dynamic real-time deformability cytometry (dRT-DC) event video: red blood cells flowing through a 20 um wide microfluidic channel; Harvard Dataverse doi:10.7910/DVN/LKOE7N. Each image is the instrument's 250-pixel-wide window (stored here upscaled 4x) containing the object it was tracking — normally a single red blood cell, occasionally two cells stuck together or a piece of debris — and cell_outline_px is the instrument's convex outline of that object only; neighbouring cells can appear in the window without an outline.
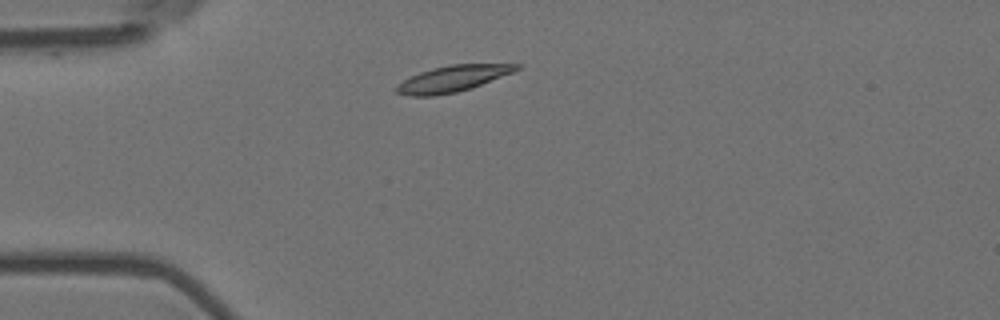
{"species": "Egyptian fruit bat (a non-hibernating species)", "species_latin": "Rousettus aegyptiacus", "temperature_condition": "room temperature", "stored_images_in_passage": 10, "camera_frame_rate_fps": 3000, "um_per_image_px": 0.085, "animal": {"sex": "female"}, "frame": {"image": 1, "passage_image": 1, "time_ms": 0.0, "image_size_px": [1000, 320], "cell_outline_px": [[520, 68], [512, 72], [472, 88], [456, 92], [432, 96], [412, 96], [396, 92], [396, 84], [420, 72], [432, 68], [448, 64], [520, 64]], "centroid_in_image_um": [38.46, 6.68], "position_along_channel_um": 46.5, "area_um2": 18.09}}
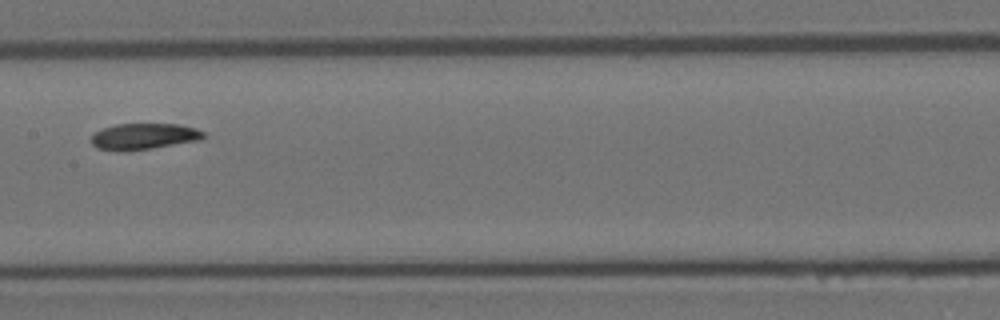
{"frame": {"image": 2, "passage_image": 5, "time_ms": 1.333, "image_size_px": [1000, 320], "cell_outline_px": [[204, 136], [200, 140], [128, 152], [120, 152], [96, 148], [88, 140], [96, 132], [104, 128], [116, 124], [180, 124], [196, 128], [204, 132]], "centroid_in_image_um": [12.19, 11.61], "position_along_channel_um": 195.2, "area_um2": 17.34}}
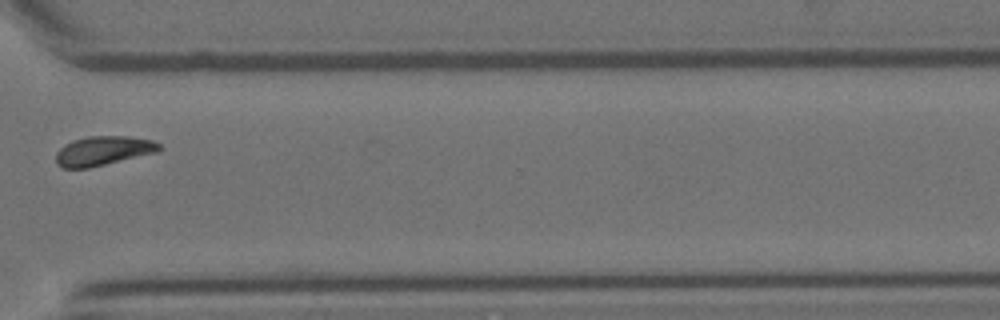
{"frame": {"image": 3, "passage_image": 9, "time_ms": 2.667, "image_size_px": [1000, 320], "cell_outline_px": [[160, 152], [88, 168], [64, 168], [56, 164], [56, 152], [64, 144], [72, 140], [88, 136], [128, 136], [152, 140], [160, 144]], "centroid_in_image_um": [8.77, 12.82], "position_along_channel_um": 361.8, "area_um2": 17.8}}